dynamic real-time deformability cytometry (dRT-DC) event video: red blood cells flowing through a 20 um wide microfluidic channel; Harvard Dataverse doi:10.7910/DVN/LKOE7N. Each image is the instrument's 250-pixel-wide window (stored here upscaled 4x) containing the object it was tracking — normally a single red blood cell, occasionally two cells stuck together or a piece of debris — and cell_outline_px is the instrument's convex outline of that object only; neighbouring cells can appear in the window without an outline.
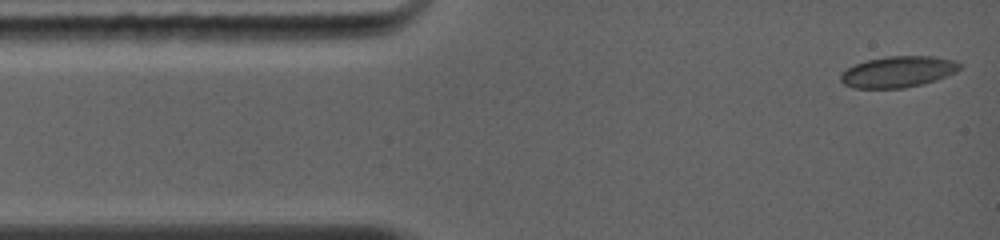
{"species": "common noctule bat (a hibernating species)", "species_latin": "Nyctalus noctula", "temperature_condition": "warm", "stored_images_in_passage": 7, "camera_frame_rate_fps": 5000, "um_per_image_px": 0.085, "animal": {"sex": "female", "body_mass_g": 19.0, "forearm_length_mm": 56.7}, "frame": {"image": 1, "passage_image": 1, "time_ms": 0.0, "image_size_px": [1000, 240], "cell_outline_px": [[960, 68], [956, 72], [920, 84], [904, 88], [856, 88], [844, 84], [840, 80], [840, 72], [856, 64], [868, 60], [888, 56], [936, 56], [956, 60], [960, 64]], "centroid_in_image_um": [76.32, 6.09], "position_along_channel_um": 8.7, "area_um2": 21.39}}
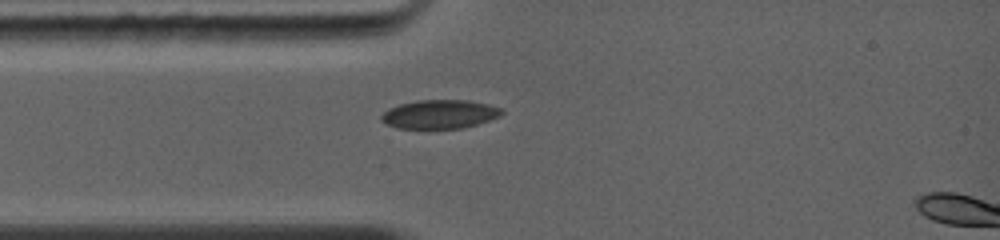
{"frame": {"image": 2, "passage_image": 6, "time_ms": 2.4, "image_size_px": [1000, 240], "cell_outline_px": [[504, 112], [500, 116], [476, 124], [460, 128], [396, 128], [380, 120], [380, 116], [388, 108], [400, 104], [416, 100], [468, 100], [488, 104], [504, 108]], "centroid_in_image_um": [37.37, 9.69], "position_along_channel_um": 47.6, "area_um2": 20.17}}